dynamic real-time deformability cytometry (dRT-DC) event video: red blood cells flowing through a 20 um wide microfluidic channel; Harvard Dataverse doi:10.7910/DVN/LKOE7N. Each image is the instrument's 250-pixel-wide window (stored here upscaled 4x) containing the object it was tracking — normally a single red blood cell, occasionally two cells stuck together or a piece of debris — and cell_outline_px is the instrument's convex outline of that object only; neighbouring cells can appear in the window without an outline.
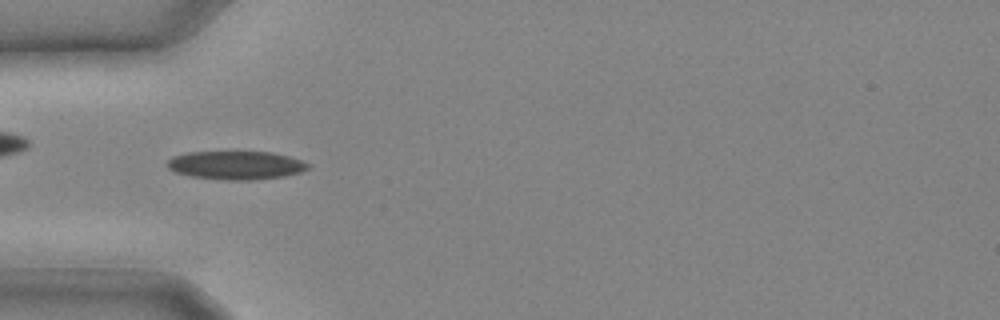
{"species": "common noctule bat (a hibernating species)", "species_latin": "Nyctalus noctula", "temperature_condition": "cold", "stored_images_in_passage": 13, "camera_frame_rate_fps": 3000, "um_per_image_px": 0.085, "animal": {"sex": "male", "body_mass_g": 20.4}, "frame": {"image": 1, "passage_image": 8, "time_ms": 2.333, "image_size_px": [1000, 320], "cell_outline_px": [[312, 164], [308, 168], [300, 172], [284, 176], [252, 180], [228, 180], [188, 176], [176, 172], [168, 168], [168, 160], [172, 156], [188, 152], [272, 152], [288, 156]], "centroid_in_image_um": [20.06, 14.04], "position_along_channel_um": 64.9, "area_um2": 23.29}}
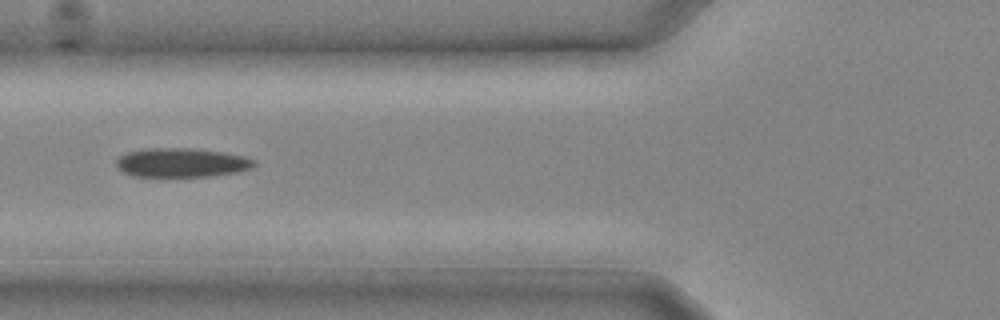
{"frame": {"image": 2, "passage_image": 10, "time_ms": 3.0, "image_size_px": [1000, 320], "cell_outline_px": [[256, 164], [252, 168], [240, 172], [212, 176], [132, 176], [124, 172], [116, 164], [116, 160], [120, 156], [128, 152], [148, 148], [188, 148], [220, 152], [244, 156], [256, 160]], "centroid_in_image_um": [15.48, 13.83], "position_along_channel_um": 110.3, "area_um2": 23.24}}
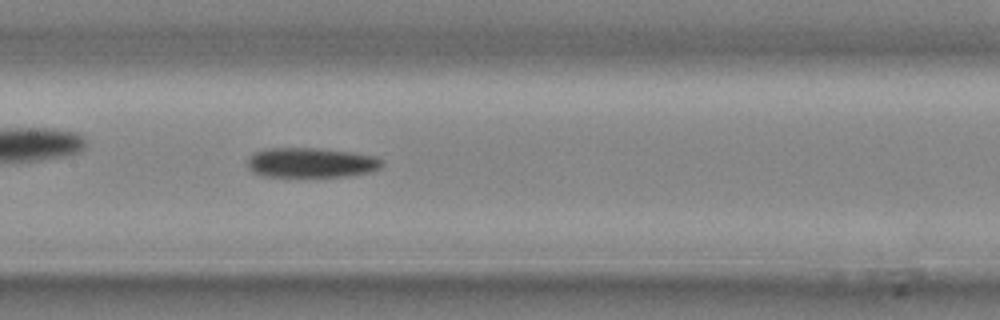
{"frame": {"image": 3, "passage_image": 13, "time_ms": 4.0, "image_size_px": [1000, 320], "cell_outline_px": [[384, 164], [380, 168], [372, 172], [344, 176], [264, 176], [252, 172], [248, 168], [248, 156], [252, 152], [264, 148], [312, 148], [352, 152], [376, 156], [384, 160]], "centroid_in_image_um": [26.44, 13.81], "position_along_channel_um": 181.0, "area_um2": 23.58}}